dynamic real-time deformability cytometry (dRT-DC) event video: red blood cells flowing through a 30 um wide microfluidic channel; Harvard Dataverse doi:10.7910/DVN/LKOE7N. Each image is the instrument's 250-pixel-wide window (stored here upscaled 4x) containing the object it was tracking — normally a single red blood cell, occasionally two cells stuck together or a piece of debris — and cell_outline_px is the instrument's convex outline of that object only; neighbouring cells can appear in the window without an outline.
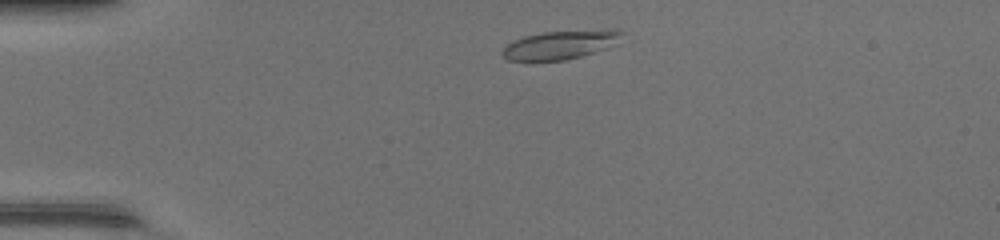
{"species": "common noctule bat (a hibernating species)", "species_latin": "Nyctalus noctula", "temperature_condition": "warm", "stored_images_in_passage": 41, "camera_frame_rate_fps": 3000, "um_per_image_px": 0.085, "animal": {"sex": "female", "body_mass_g": 17.0, "forearm_length_mm": 48.0}, "frame": {"image": 1, "passage_image": 4, "time_ms": 1.0, "image_size_px": [1000, 240], "cell_outline_px": [[624, 32], [620, 44], [580, 56], [564, 60], [508, 60], [500, 56], [500, 52], [508, 44], [524, 36], [544, 32], [608, 28]], "centroid_in_image_um": [47.71, 3.78], "position_along_channel_um": 37.3, "area_um2": 20.23}}
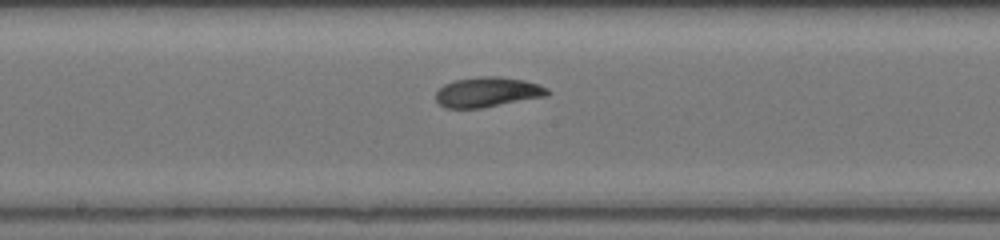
{"frame": {"image": 2, "passage_image": 19, "time_ms": 6.0, "image_size_px": [1000, 240], "cell_outline_px": [[548, 96], [480, 108], [444, 108], [436, 100], [436, 92], [444, 84], [452, 80], [476, 76], [500, 76], [524, 80], [548, 88]], "centroid_in_image_um": [41.41, 7.82], "position_along_channel_um": 206.8, "area_um2": 19.59}}
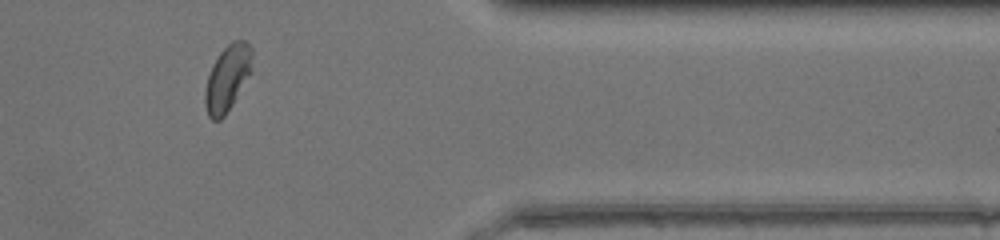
{"frame": {"image": 3, "passage_image": 33, "time_ms": 10.667, "image_size_px": [1000, 240], "cell_outline_px": [[252, 72], [232, 104], [224, 116], [220, 120], [212, 120], [208, 116], [204, 104], [204, 92], [208, 76], [212, 64], [220, 52], [232, 40], [244, 40], [252, 48]], "centroid_in_image_um": [19.33, 6.63], "position_along_channel_um": 392.1, "area_um2": 18.21}, "authors_computed_cell_mechanics": {"area_um2": 19.363, "velocity_mm_per_s": 4.3436, "shape_relaxation_time_tau1_ms": 2.8367, "shape_relaxation_time_tau2_ms": 2.6589, "deformation_change_tau1": 0.154, "deformation_change_tau2": 0.0577}}